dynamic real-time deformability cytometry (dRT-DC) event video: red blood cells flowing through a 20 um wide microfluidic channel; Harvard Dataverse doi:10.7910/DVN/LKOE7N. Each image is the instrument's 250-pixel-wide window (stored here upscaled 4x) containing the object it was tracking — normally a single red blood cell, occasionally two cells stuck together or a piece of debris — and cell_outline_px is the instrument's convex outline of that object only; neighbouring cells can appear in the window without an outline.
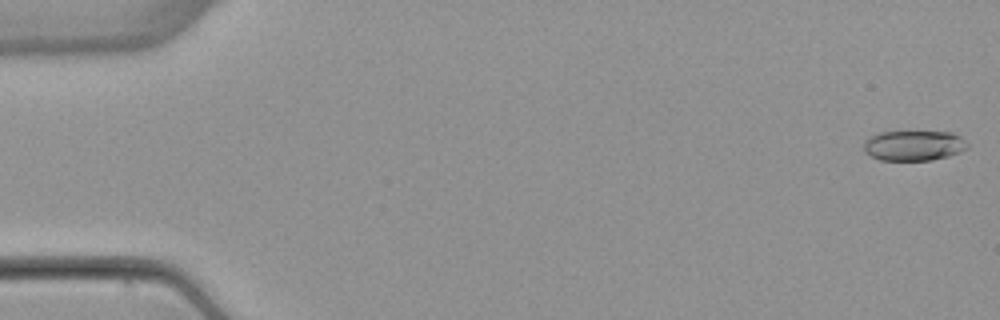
{"species": "common noctule bat (a hibernating species)", "species_latin": "Nyctalus noctula", "temperature_condition": "warm", "stored_images_in_passage": 53, "camera_frame_rate_fps": 3000, "um_per_image_px": 0.085, "animal": {"sex": "female", "body_mass_g": 22.7, "forearm_length_mm": 54.2}, "frame": {"image": 1, "passage_image": 1, "time_ms": 0.0, "image_size_px": [1000, 320], "cell_outline_px": [[968, 148], [960, 152], [948, 156], [932, 160], [880, 160], [864, 152], [864, 140], [868, 136], [880, 132], [952, 132], [960, 136], [968, 144]], "centroid_in_image_um": [77.66, 12.37], "position_along_channel_um": 7.3, "area_um2": 18.32}}
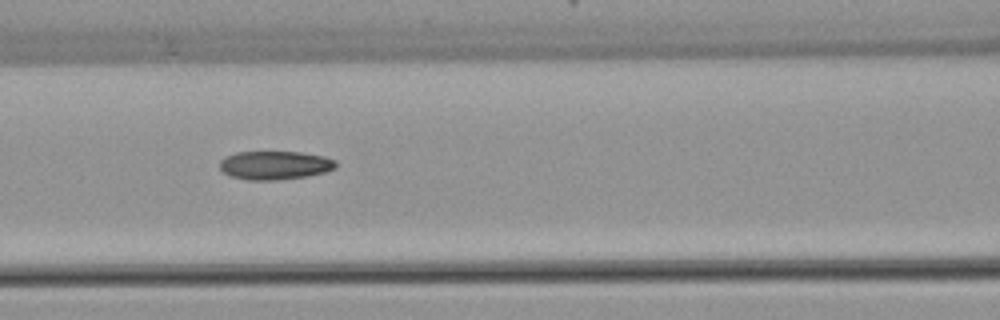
{"frame": {"image": 2, "passage_image": 23, "time_ms": 7.333, "image_size_px": [1000, 320], "cell_outline_px": [[336, 168], [324, 172], [308, 176], [276, 180], [248, 180], [232, 176], [224, 172], [220, 168], [220, 160], [224, 156], [236, 152], [300, 152], [324, 156], [336, 160]], "centroid_in_image_um": [23.36, 14.04], "position_along_channel_um": 143.2, "area_um2": 19.36}}
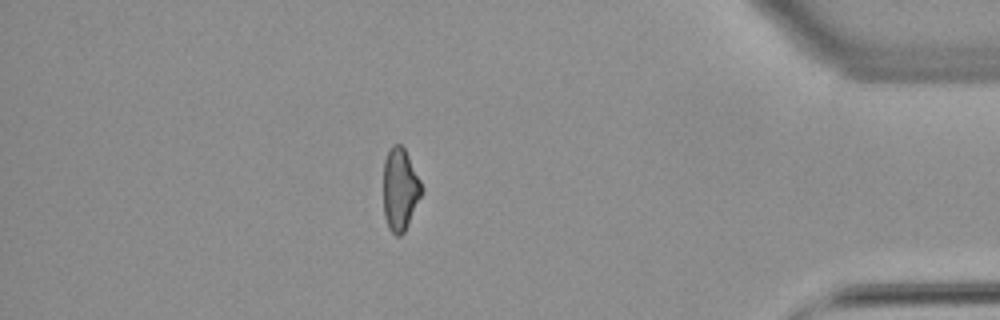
{"frame": {"image": 3, "passage_image": 46, "time_ms": 15.0, "image_size_px": [1000, 320], "cell_outline_px": [[424, 192], [404, 232], [400, 236], [396, 236], [388, 228], [384, 216], [384, 160], [392, 144], [400, 144], [404, 148], [424, 188]], "centroid_in_image_um": [34.02, 16.12], "position_along_channel_um": 401.2, "area_um2": 18.44}, "authors_computed_cell_mechanics": {"area_um2": 19.1896, "velocity_mm_per_s": 3.8969, "shape_relaxation_time_tau1_ms": null, "shape_relaxation_time_tau2_ms": 3.0289, "deformation_change_tau1": null, "deformation_change_tau2": 0.0817}}